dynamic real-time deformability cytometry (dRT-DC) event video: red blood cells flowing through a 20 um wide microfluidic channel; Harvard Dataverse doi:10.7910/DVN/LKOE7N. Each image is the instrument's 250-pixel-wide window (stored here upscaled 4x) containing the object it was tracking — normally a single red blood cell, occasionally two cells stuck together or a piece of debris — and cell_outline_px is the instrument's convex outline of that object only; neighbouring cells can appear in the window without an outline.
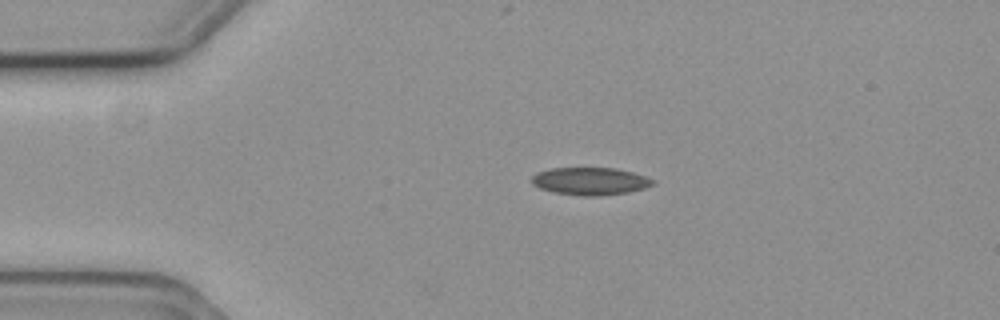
{"species": "common noctule bat (a hibernating species)", "species_latin": "Nyctalus noctula", "temperature_condition": "cold", "stored_images_in_passage": 3, "camera_frame_rate_fps": 3000, "um_per_image_px": 0.085, "animal": {"sex": "female", "body_mass_g": 19.3, "forearm_length_mm": 54.1}, "frame": {"image": 1, "passage_image": 1, "time_ms": 0.0, "image_size_px": [1000, 320], "cell_outline_px": [[656, 184], [644, 188], [628, 192], [600, 196], [580, 196], [556, 192], [540, 188], [532, 184], [532, 176], [540, 172], [552, 168], [616, 168], [632, 172], [656, 180]], "centroid_in_image_um": [50.21, 15.4], "position_along_channel_um": 34.8, "area_um2": 19.36}}
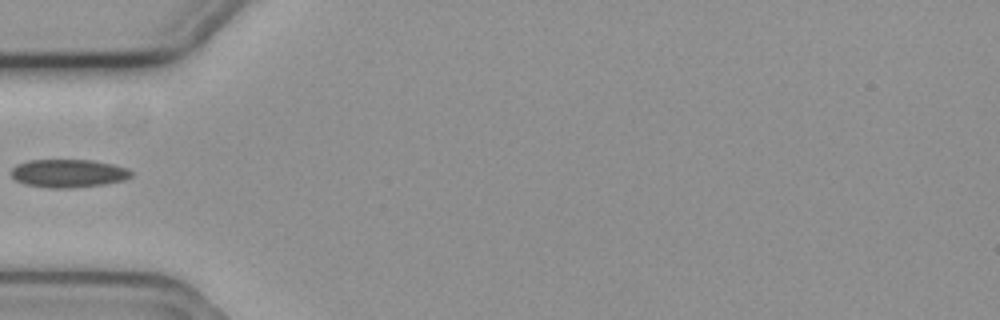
{"frame": {"image": 2, "passage_image": 3, "time_ms": 0.667, "image_size_px": [1000, 320], "cell_outline_px": [[132, 176], [124, 180], [104, 184], [72, 188], [52, 188], [24, 184], [16, 180], [12, 176], [12, 168], [16, 164], [28, 160], [92, 160], [112, 164], [128, 168], [132, 172]], "centroid_in_image_um": [5.82, 14.73], "position_along_channel_um": 79.2, "area_um2": 19.71}}